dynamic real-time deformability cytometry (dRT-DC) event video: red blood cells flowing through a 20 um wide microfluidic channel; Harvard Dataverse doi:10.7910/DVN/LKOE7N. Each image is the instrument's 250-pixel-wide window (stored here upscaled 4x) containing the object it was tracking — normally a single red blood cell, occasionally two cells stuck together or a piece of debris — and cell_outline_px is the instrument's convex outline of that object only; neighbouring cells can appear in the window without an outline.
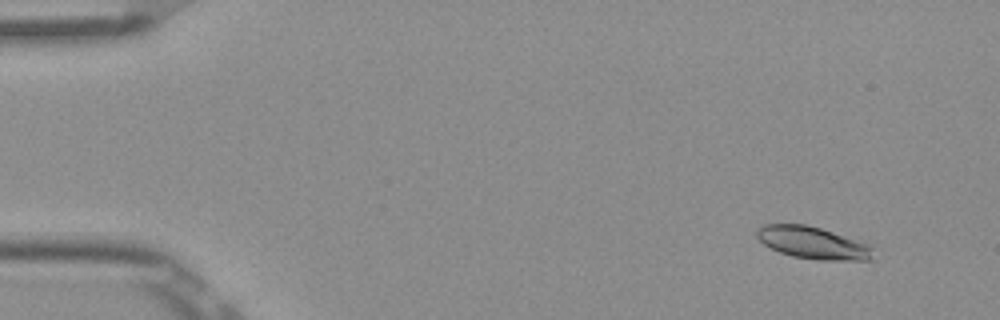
{"species": "Egyptian fruit bat (a non-hibernating species)", "species_latin": "Rousettus aegyptiacus", "temperature_condition": "room temperature", "stored_images_in_passage": 53, "camera_frame_rate_fps": 3000, "um_per_image_px": 0.085, "frame": {"image": 1, "passage_image": 5, "time_ms": 1.333, "image_size_px": [1000, 320], "cell_outline_px": [[872, 260], [816, 260], [792, 256], [780, 252], [764, 244], [756, 236], [756, 228], [764, 224], [804, 224], [820, 228], [868, 244], [872, 248]], "centroid_in_image_um": [69.05, 20.64], "position_along_channel_um": 15.9, "area_um2": 21.62}}
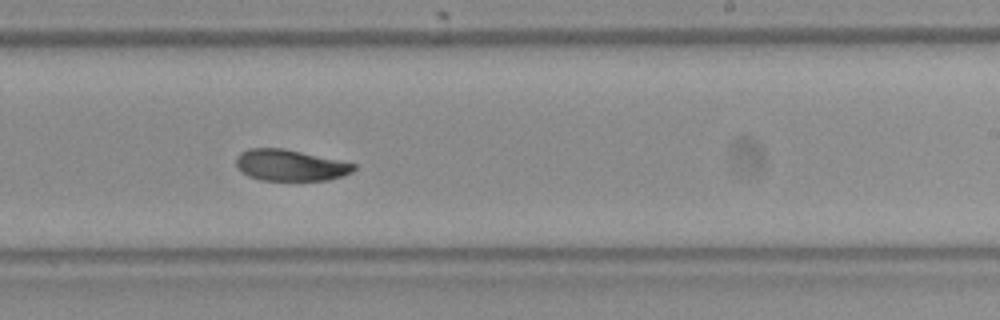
{"frame": {"image": 2, "passage_image": 33, "time_ms": 10.667, "image_size_px": [1000, 320], "cell_outline_px": [[356, 168], [352, 172], [328, 180], [260, 180], [248, 176], [236, 168], [236, 156], [240, 152], [248, 148], [284, 148], [356, 164]], "centroid_in_image_um": [24.61, 14.04], "position_along_channel_um": 264.4, "area_um2": 21.44}}
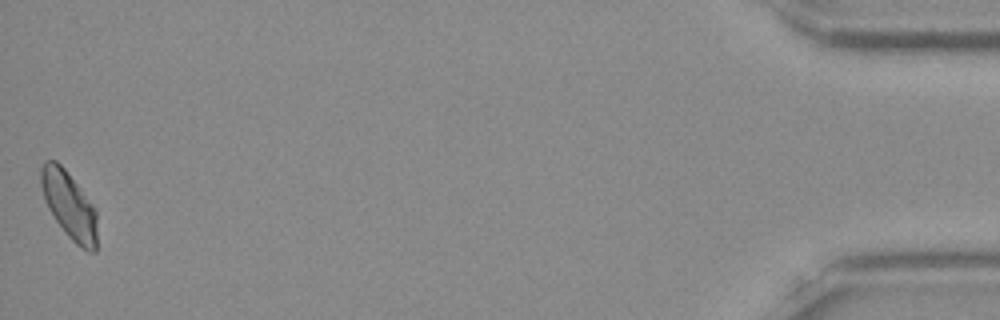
{"frame": {"image": 3, "passage_image": 53, "time_ms": 17.333, "image_size_px": [1000, 320], "cell_outline_px": [[96, 252], [88, 252], [80, 248], [64, 232], [48, 208], [44, 200], [40, 184], [40, 168], [44, 160], [56, 160], [64, 168], [76, 184], [96, 212]], "centroid_in_image_um": [5.84, 17.45], "position_along_channel_um": 429.4, "area_um2": 21.68}, "authors_computed_cell_mechanics": {"area_um2": 22.0218, "velocity_mm_per_s": 3.8599, "shape_relaxation_time_tau1_ms": 7.7184, "shape_relaxation_time_tau2_ms": 4.0084, "deformation_change_tau1": 0.173, "deformation_change_tau2": 0.0775}}